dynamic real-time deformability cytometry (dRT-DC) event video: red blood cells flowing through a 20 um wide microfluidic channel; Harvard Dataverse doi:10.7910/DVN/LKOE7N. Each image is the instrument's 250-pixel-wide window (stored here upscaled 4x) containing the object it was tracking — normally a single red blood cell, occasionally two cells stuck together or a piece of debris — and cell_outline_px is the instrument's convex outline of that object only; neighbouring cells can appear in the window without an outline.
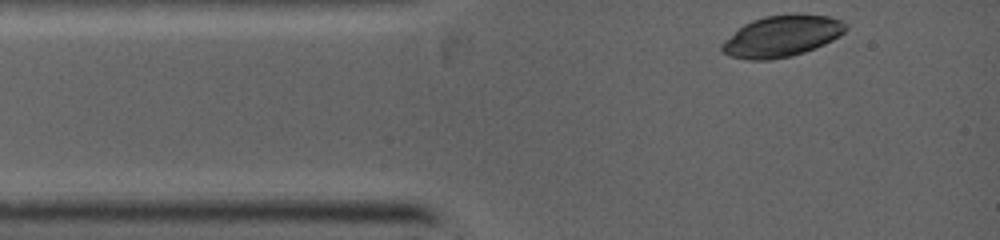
{"species": "common noctule bat (a hibernating species)", "species_latin": "Nyctalus noctula", "temperature_condition": "warm", "stored_images_in_passage": 3, "camera_frame_rate_fps": 5000, "um_per_image_px": 0.085, "animal": {"sex": "female", "body_mass_g": 19.0, "forearm_length_mm": 53.3}, "frame": {"image": 1, "passage_image": 1, "time_ms": 0.0, "image_size_px": [1000, 240], "cell_outline_px": [[848, 28], [840, 36], [816, 48], [792, 56], [772, 60], [748, 60], [728, 56], [720, 48], [720, 44], [724, 40], [744, 24], [752, 20], [764, 16], [792, 12], [828, 16], [840, 20], [848, 24]], "centroid_in_image_um": [66.46, 3.06], "position_along_channel_um": 18.5, "area_um2": 30.35}}
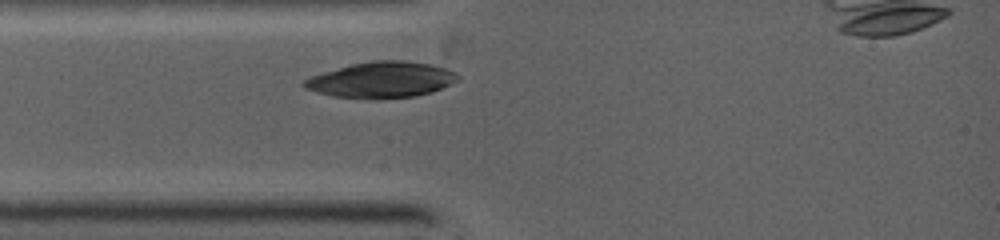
{"frame": {"image": 2, "passage_image": 3, "time_ms": 1.4, "image_size_px": [1000, 240], "cell_outline_px": [[460, 80], [432, 92], [416, 96], [380, 100], [372, 100], [332, 96], [316, 92], [304, 88], [300, 84], [304, 80], [312, 76], [324, 72], [352, 64], [372, 60], [404, 60], [428, 64], [444, 68], [456, 72], [460, 76]], "centroid_in_image_um": [32.43, 6.81], "position_along_channel_um": 52.6, "area_um2": 32.54}}